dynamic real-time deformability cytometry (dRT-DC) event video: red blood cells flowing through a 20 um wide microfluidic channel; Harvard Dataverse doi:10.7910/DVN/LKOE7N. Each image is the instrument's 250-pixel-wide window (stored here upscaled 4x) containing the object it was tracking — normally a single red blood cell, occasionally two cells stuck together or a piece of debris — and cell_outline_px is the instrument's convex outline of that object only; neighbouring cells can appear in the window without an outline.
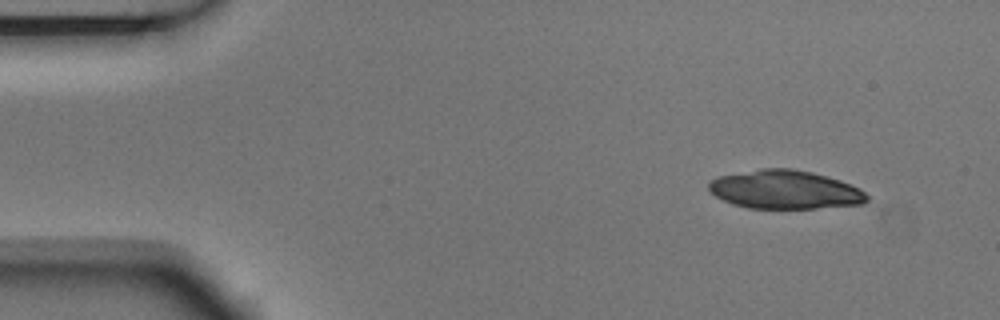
{"species": "Egyptian fruit bat (a non-hibernating species)", "species_latin": "Rousettus aegyptiacus", "temperature_condition": "room temperature", "stored_images_in_passage": 3, "camera_frame_rate_fps": 3000, "um_per_image_px": 0.085, "animal": {"sex": "male"}, "frame": {"image": 1, "passage_image": 1, "time_ms": 0.0, "image_size_px": [1000, 320], "cell_outline_px": [[868, 200], [860, 204], [816, 208], [748, 208], [732, 204], [716, 196], [708, 188], [708, 180], [716, 176], [760, 168], [792, 168], [812, 172], [840, 180], [860, 188], [868, 196]], "centroid_in_image_um": [66.68, 16.1], "position_along_channel_um": 18.3, "area_um2": 35.72}}